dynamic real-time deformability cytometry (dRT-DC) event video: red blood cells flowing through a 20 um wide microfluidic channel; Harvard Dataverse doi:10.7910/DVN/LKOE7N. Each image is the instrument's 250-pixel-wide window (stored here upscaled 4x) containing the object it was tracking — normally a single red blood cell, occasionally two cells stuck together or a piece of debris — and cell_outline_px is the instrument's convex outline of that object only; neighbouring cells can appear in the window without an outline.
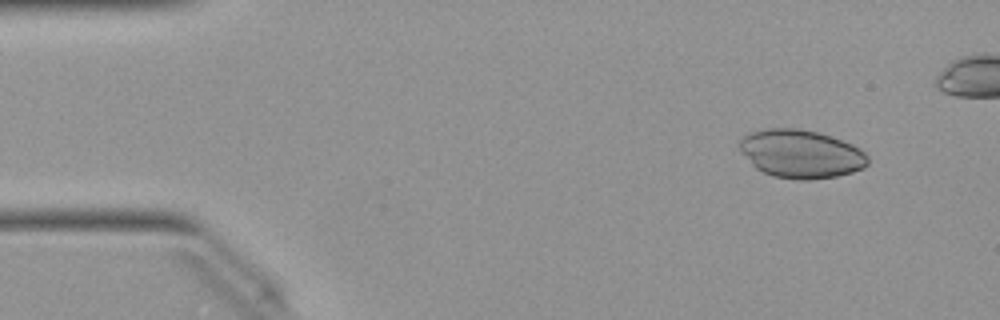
{"species": "Egyptian fruit bat (a non-hibernating species)", "species_latin": "Rousettus aegyptiacus", "temperature_condition": "warm", "stored_images_in_passage": 41, "camera_frame_rate_fps": 3000, "um_per_image_px": 0.085, "animal": {"sex": "female"}, "frame": {"image": 1, "passage_image": 1, "time_ms": 0.0, "image_size_px": [1000, 320], "cell_outline_px": [[868, 164], [864, 168], [852, 172], [836, 176], [812, 180], [796, 180], [772, 176], [756, 168], [740, 152], [736, 144], [748, 132], [768, 128], [796, 128], [816, 132], [852, 144], [860, 148], [868, 156]], "centroid_in_image_um": [68.04, 13.09], "position_along_channel_um": 17.0, "area_um2": 36.3}}
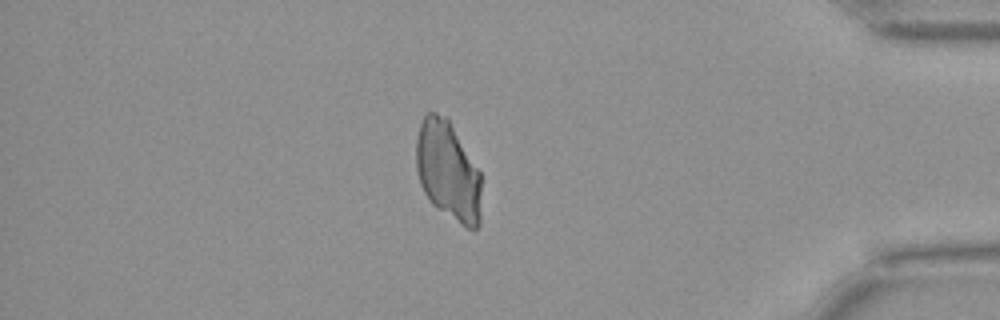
{"frame": {"image": 2, "passage_image": 39, "time_ms": 12.667, "image_size_px": [1000, 320], "cell_outline_px": [[480, 224], [476, 228], [468, 228], [432, 204], [428, 200], [420, 184], [416, 168], [416, 140], [420, 124], [424, 116], [428, 112], [436, 112], [448, 116], [480, 172]], "centroid_in_image_um": [38.06, 14.47], "position_along_channel_um": 397.1, "area_um2": 37.69}}